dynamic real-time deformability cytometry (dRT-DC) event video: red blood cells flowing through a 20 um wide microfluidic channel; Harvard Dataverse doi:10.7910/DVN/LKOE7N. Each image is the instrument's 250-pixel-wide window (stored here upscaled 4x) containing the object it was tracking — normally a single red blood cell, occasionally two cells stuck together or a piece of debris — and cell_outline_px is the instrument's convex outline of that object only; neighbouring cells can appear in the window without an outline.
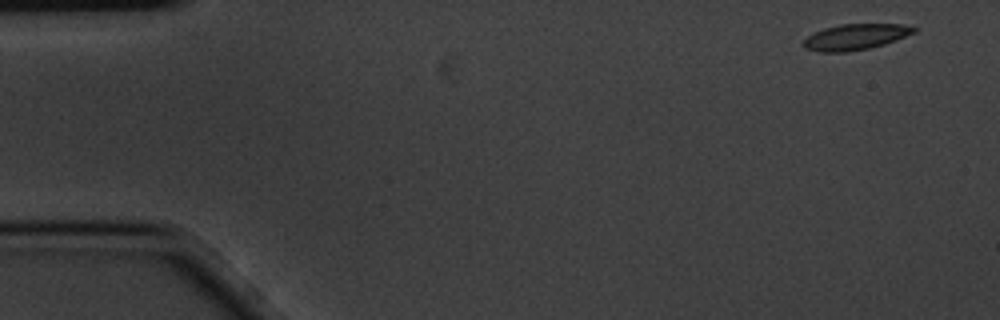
{"species": "common noctule bat (a hibernating species)", "species_latin": "Nyctalus noctula", "temperature_condition": "cold", "stored_images_in_passage": 7, "camera_frame_rate_fps": 3000, "um_per_image_px": 0.085, "animal": {"sex": "male", "body_mass_g": 20.1, "forearm_length_mm": 53.5}, "frame": {"image": 1, "passage_image": 1, "time_ms": 0.0, "image_size_px": [1000, 320], "cell_outline_px": [[920, 28], [916, 32], [896, 40], [884, 44], [868, 48], [848, 52], [820, 52], [804, 48], [804, 40], [808, 36], [824, 28], [840, 24], [904, 24]], "centroid_in_image_um": [72.76, 3.13], "position_along_channel_um": 12.2, "area_um2": 16.65}}
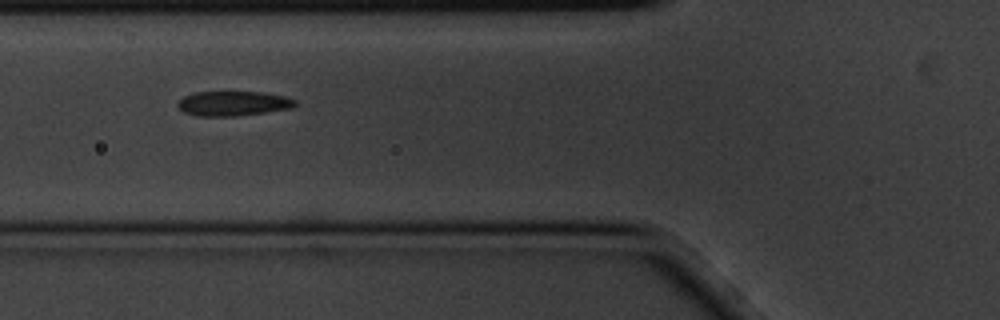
{"frame": {"image": 2, "passage_image": 6, "time_ms": 1.667, "image_size_px": [1000, 320], "cell_outline_px": [[296, 104], [292, 108], [264, 112], [232, 116], [200, 116], [184, 112], [176, 104], [184, 96], [196, 92], [264, 92], [284, 96], [296, 100]], "centroid_in_image_um": [19.82, 8.79], "position_along_channel_um": 106.0, "area_um2": 16.7}}
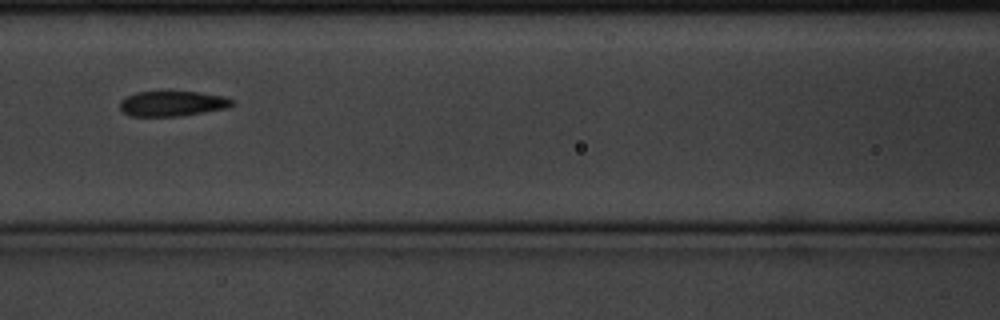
{"frame": {"image": 3, "passage_image": 7, "time_ms": 2.0, "image_size_px": [1000, 320], "cell_outline_px": [[236, 100], [228, 108], [180, 116], [128, 116], [120, 108], [120, 100], [136, 92], [200, 92], [224, 96]], "centroid_in_image_um": [14.67, 8.81], "position_along_channel_um": 151.9, "area_um2": 16.47}}